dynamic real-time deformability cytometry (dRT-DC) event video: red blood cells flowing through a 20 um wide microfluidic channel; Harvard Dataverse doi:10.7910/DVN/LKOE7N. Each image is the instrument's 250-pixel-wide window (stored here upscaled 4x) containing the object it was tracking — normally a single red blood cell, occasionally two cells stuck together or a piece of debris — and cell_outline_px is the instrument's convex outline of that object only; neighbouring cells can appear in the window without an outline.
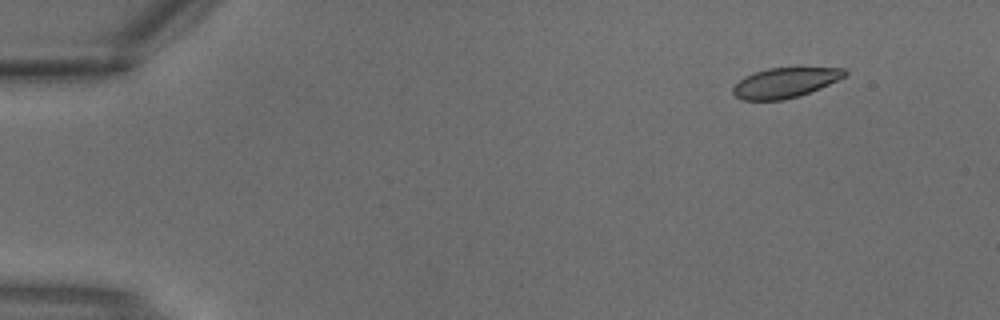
{"species": "common noctule bat (a hibernating species)", "species_latin": "Nyctalus noctula", "temperature_condition": "warm", "stored_images_in_passage": 3, "camera_frame_rate_fps": 3000, "um_per_image_px": 0.085, "animal": {"sex": "male", "body_mass_g": 18.8}, "frame": {"image": 1, "passage_image": 1, "time_ms": 0.0, "image_size_px": [1000, 320], "cell_outline_px": [[848, 72], [844, 76], [820, 88], [800, 96], [784, 100], [744, 100], [736, 96], [732, 92], [732, 88], [744, 76], [768, 68], [844, 68]], "centroid_in_image_um": [66.71, 7.04], "position_along_channel_um": 18.3, "area_um2": 19.31}}
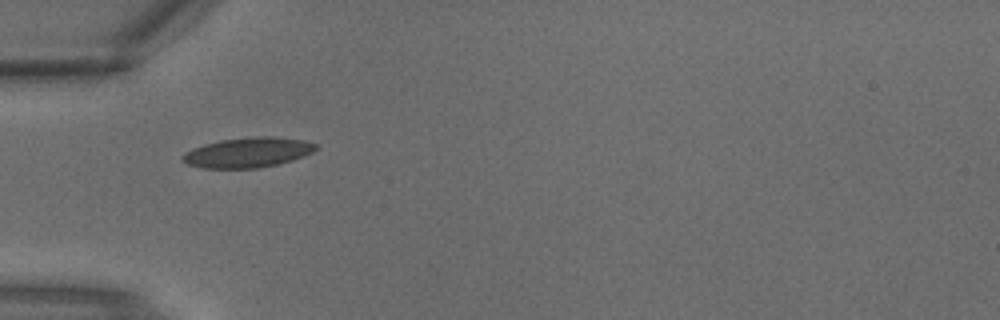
{"frame": {"image": 2, "passage_image": 3, "time_ms": 0.667, "image_size_px": [1000, 320], "cell_outline_px": [[320, 148], [304, 156], [280, 164], [256, 168], [200, 168], [188, 164], [180, 160], [180, 156], [184, 152], [192, 148], [204, 144], [220, 140], [256, 136], [276, 136], [304, 140], [316, 144]], "centroid_in_image_um": [21.06, 12.96], "position_along_channel_um": 63.9, "area_um2": 23.64}}